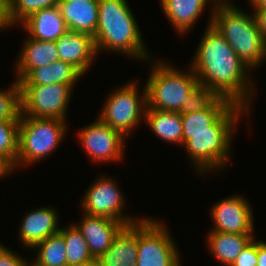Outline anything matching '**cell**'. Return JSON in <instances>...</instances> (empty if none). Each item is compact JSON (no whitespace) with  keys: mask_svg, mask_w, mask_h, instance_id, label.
Returning <instances> with one entry per match:
<instances>
[{"mask_svg":"<svg viewBox=\"0 0 266 266\" xmlns=\"http://www.w3.org/2000/svg\"><path fill=\"white\" fill-rule=\"evenodd\" d=\"M146 86L147 108L178 112L193 89L199 84L191 67L179 71L169 63L154 61ZM151 69V70H150Z\"/></svg>","mask_w":266,"mask_h":266,"instance_id":"obj_4","label":"cell"},{"mask_svg":"<svg viewBox=\"0 0 266 266\" xmlns=\"http://www.w3.org/2000/svg\"><path fill=\"white\" fill-rule=\"evenodd\" d=\"M59 233L65 240L67 266H77L94 259L75 223L61 228Z\"/></svg>","mask_w":266,"mask_h":266,"instance_id":"obj_26","label":"cell"},{"mask_svg":"<svg viewBox=\"0 0 266 266\" xmlns=\"http://www.w3.org/2000/svg\"><path fill=\"white\" fill-rule=\"evenodd\" d=\"M235 133L189 134V140L182 146L194 164L197 172L220 171L231 158L229 152ZM213 169V170H212Z\"/></svg>","mask_w":266,"mask_h":266,"instance_id":"obj_11","label":"cell"},{"mask_svg":"<svg viewBox=\"0 0 266 266\" xmlns=\"http://www.w3.org/2000/svg\"><path fill=\"white\" fill-rule=\"evenodd\" d=\"M33 249L38 250L30 266H67L65 240L60 233L49 236Z\"/></svg>","mask_w":266,"mask_h":266,"instance_id":"obj_25","label":"cell"},{"mask_svg":"<svg viewBox=\"0 0 266 266\" xmlns=\"http://www.w3.org/2000/svg\"><path fill=\"white\" fill-rule=\"evenodd\" d=\"M79 142L92 161L116 162L122 159L127 139L120 132L103 123L99 118L84 126L77 133Z\"/></svg>","mask_w":266,"mask_h":266,"instance_id":"obj_12","label":"cell"},{"mask_svg":"<svg viewBox=\"0 0 266 266\" xmlns=\"http://www.w3.org/2000/svg\"><path fill=\"white\" fill-rule=\"evenodd\" d=\"M248 113L245 107L218 96L206 109L181 115L183 145L189 140V134L235 133L239 116L248 117Z\"/></svg>","mask_w":266,"mask_h":266,"instance_id":"obj_8","label":"cell"},{"mask_svg":"<svg viewBox=\"0 0 266 266\" xmlns=\"http://www.w3.org/2000/svg\"><path fill=\"white\" fill-rule=\"evenodd\" d=\"M258 259V241L254 237L241 251L230 266H256Z\"/></svg>","mask_w":266,"mask_h":266,"instance_id":"obj_31","label":"cell"},{"mask_svg":"<svg viewBox=\"0 0 266 266\" xmlns=\"http://www.w3.org/2000/svg\"><path fill=\"white\" fill-rule=\"evenodd\" d=\"M10 16L13 24L17 25L28 16L44 8L58 6L60 0H9ZM17 23V24H16Z\"/></svg>","mask_w":266,"mask_h":266,"instance_id":"obj_29","label":"cell"},{"mask_svg":"<svg viewBox=\"0 0 266 266\" xmlns=\"http://www.w3.org/2000/svg\"><path fill=\"white\" fill-rule=\"evenodd\" d=\"M163 222L142 218L138 222L137 266H181L180 253Z\"/></svg>","mask_w":266,"mask_h":266,"instance_id":"obj_7","label":"cell"},{"mask_svg":"<svg viewBox=\"0 0 266 266\" xmlns=\"http://www.w3.org/2000/svg\"><path fill=\"white\" fill-rule=\"evenodd\" d=\"M211 0H160L162 10L175 31L185 35L202 15Z\"/></svg>","mask_w":266,"mask_h":266,"instance_id":"obj_21","label":"cell"},{"mask_svg":"<svg viewBox=\"0 0 266 266\" xmlns=\"http://www.w3.org/2000/svg\"><path fill=\"white\" fill-rule=\"evenodd\" d=\"M57 214L58 211L52 206L27 212L22 218L18 233L23 247L33 250L44 239L59 233L61 228L58 226L59 215Z\"/></svg>","mask_w":266,"mask_h":266,"instance_id":"obj_15","label":"cell"},{"mask_svg":"<svg viewBox=\"0 0 266 266\" xmlns=\"http://www.w3.org/2000/svg\"><path fill=\"white\" fill-rule=\"evenodd\" d=\"M59 60L74 66L82 75L87 73L97 56L92 36L68 30L55 41Z\"/></svg>","mask_w":266,"mask_h":266,"instance_id":"obj_16","label":"cell"},{"mask_svg":"<svg viewBox=\"0 0 266 266\" xmlns=\"http://www.w3.org/2000/svg\"><path fill=\"white\" fill-rule=\"evenodd\" d=\"M21 24L28 37L41 41H56L68 31L58 6L34 12Z\"/></svg>","mask_w":266,"mask_h":266,"instance_id":"obj_19","label":"cell"},{"mask_svg":"<svg viewBox=\"0 0 266 266\" xmlns=\"http://www.w3.org/2000/svg\"><path fill=\"white\" fill-rule=\"evenodd\" d=\"M214 3V5H232V1L229 2V0H211V3Z\"/></svg>","mask_w":266,"mask_h":266,"instance_id":"obj_39","label":"cell"},{"mask_svg":"<svg viewBox=\"0 0 266 266\" xmlns=\"http://www.w3.org/2000/svg\"><path fill=\"white\" fill-rule=\"evenodd\" d=\"M83 196L81 208L85 214L115 219L126 226L142 219L123 214L126 202L121 189L112 177L107 178L104 175L97 178Z\"/></svg>","mask_w":266,"mask_h":266,"instance_id":"obj_10","label":"cell"},{"mask_svg":"<svg viewBox=\"0 0 266 266\" xmlns=\"http://www.w3.org/2000/svg\"><path fill=\"white\" fill-rule=\"evenodd\" d=\"M83 76L74 66L64 61L33 69L19 84L20 86H38L49 84H67L74 88Z\"/></svg>","mask_w":266,"mask_h":266,"instance_id":"obj_22","label":"cell"},{"mask_svg":"<svg viewBox=\"0 0 266 266\" xmlns=\"http://www.w3.org/2000/svg\"><path fill=\"white\" fill-rule=\"evenodd\" d=\"M252 9H262L266 8V0H249Z\"/></svg>","mask_w":266,"mask_h":266,"instance_id":"obj_37","label":"cell"},{"mask_svg":"<svg viewBox=\"0 0 266 266\" xmlns=\"http://www.w3.org/2000/svg\"><path fill=\"white\" fill-rule=\"evenodd\" d=\"M99 0H60L58 7L68 30L94 37L98 25Z\"/></svg>","mask_w":266,"mask_h":266,"instance_id":"obj_17","label":"cell"},{"mask_svg":"<svg viewBox=\"0 0 266 266\" xmlns=\"http://www.w3.org/2000/svg\"><path fill=\"white\" fill-rule=\"evenodd\" d=\"M256 266H266V243L262 240L258 241V259Z\"/></svg>","mask_w":266,"mask_h":266,"instance_id":"obj_36","label":"cell"},{"mask_svg":"<svg viewBox=\"0 0 266 266\" xmlns=\"http://www.w3.org/2000/svg\"><path fill=\"white\" fill-rule=\"evenodd\" d=\"M210 210L214 223L211 231L230 234H255L251 205L241 195H233L220 200Z\"/></svg>","mask_w":266,"mask_h":266,"instance_id":"obj_13","label":"cell"},{"mask_svg":"<svg viewBox=\"0 0 266 266\" xmlns=\"http://www.w3.org/2000/svg\"><path fill=\"white\" fill-rule=\"evenodd\" d=\"M29 262L21 255L3 246L0 249V266H27Z\"/></svg>","mask_w":266,"mask_h":266,"instance_id":"obj_32","label":"cell"},{"mask_svg":"<svg viewBox=\"0 0 266 266\" xmlns=\"http://www.w3.org/2000/svg\"><path fill=\"white\" fill-rule=\"evenodd\" d=\"M207 246L211 255L224 266H230L241 251L255 237L254 234H230L210 231Z\"/></svg>","mask_w":266,"mask_h":266,"instance_id":"obj_23","label":"cell"},{"mask_svg":"<svg viewBox=\"0 0 266 266\" xmlns=\"http://www.w3.org/2000/svg\"><path fill=\"white\" fill-rule=\"evenodd\" d=\"M15 166L2 154H0V178L8 176L12 171L14 172Z\"/></svg>","mask_w":266,"mask_h":266,"instance_id":"obj_35","label":"cell"},{"mask_svg":"<svg viewBox=\"0 0 266 266\" xmlns=\"http://www.w3.org/2000/svg\"><path fill=\"white\" fill-rule=\"evenodd\" d=\"M144 122L161 140L183 146L182 119L178 112L146 108Z\"/></svg>","mask_w":266,"mask_h":266,"instance_id":"obj_24","label":"cell"},{"mask_svg":"<svg viewBox=\"0 0 266 266\" xmlns=\"http://www.w3.org/2000/svg\"><path fill=\"white\" fill-rule=\"evenodd\" d=\"M252 10L257 27L263 38L266 40V8Z\"/></svg>","mask_w":266,"mask_h":266,"instance_id":"obj_34","label":"cell"},{"mask_svg":"<svg viewBox=\"0 0 266 266\" xmlns=\"http://www.w3.org/2000/svg\"><path fill=\"white\" fill-rule=\"evenodd\" d=\"M77 266H101V264L98 258H94L89 262H86V263H83Z\"/></svg>","mask_w":266,"mask_h":266,"instance_id":"obj_38","label":"cell"},{"mask_svg":"<svg viewBox=\"0 0 266 266\" xmlns=\"http://www.w3.org/2000/svg\"><path fill=\"white\" fill-rule=\"evenodd\" d=\"M73 90L70 85L61 83L20 86V116L57 118L66 121V112Z\"/></svg>","mask_w":266,"mask_h":266,"instance_id":"obj_9","label":"cell"},{"mask_svg":"<svg viewBox=\"0 0 266 266\" xmlns=\"http://www.w3.org/2000/svg\"><path fill=\"white\" fill-rule=\"evenodd\" d=\"M66 125L57 118L20 116L17 168L50 156L64 140Z\"/></svg>","mask_w":266,"mask_h":266,"instance_id":"obj_5","label":"cell"},{"mask_svg":"<svg viewBox=\"0 0 266 266\" xmlns=\"http://www.w3.org/2000/svg\"><path fill=\"white\" fill-rule=\"evenodd\" d=\"M14 26L10 16V1L0 0V31Z\"/></svg>","mask_w":266,"mask_h":266,"instance_id":"obj_33","label":"cell"},{"mask_svg":"<svg viewBox=\"0 0 266 266\" xmlns=\"http://www.w3.org/2000/svg\"><path fill=\"white\" fill-rule=\"evenodd\" d=\"M189 67L198 82L217 96L229 99L250 111L255 93L253 76L246 64L226 42L224 36L211 25L212 15ZM250 71V72H249ZM251 102V103H250Z\"/></svg>","mask_w":266,"mask_h":266,"instance_id":"obj_1","label":"cell"},{"mask_svg":"<svg viewBox=\"0 0 266 266\" xmlns=\"http://www.w3.org/2000/svg\"><path fill=\"white\" fill-rule=\"evenodd\" d=\"M20 113V84L15 80L9 89H0V120H20Z\"/></svg>","mask_w":266,"mask_h":266,"instance_id":"obj_28","label":"cell"},{"mask_svg":"<svg viewBox=\"0 0 266 266\" xmlns=\"http://www.w3.org/2000/svg\"><path fill=\"white\" fill-rule=\"evenodd\" d=\"M218 96L204 85L198 84L182 104L179 114L185 115L206 109Z\"/></svg>","mask_w":266,"mask_h":266,"instance_id":"obj_30","label":"cell"},{"mask_svg":"<svg viewBox=\"0 0 266 266\" xmlns=\"http://www.w3.org/2000/svg\"><path fill=\"white\" fill-rule=\"evenodd\" d=\"M83 214L82 220L75 225L81 231L92 256L99 258L126 225L115 219Z\"/></svg>","mask_w":266,"mask_h":266,"instance_id":"obj_14","label":"cell"},{"mask_svg":"<svg viewBox=\"0 0 266 266\" xmlns=\"http://www.w3.org/2000/svg\"><path fill=\"white\" fill-rule=\"evenodd\" d=\"M137 85L132 81L108 94L98 116L103 123L120 132L124 137L130 135L131 131L139 126L141 119L145 118L146 86L140 94Z\"/></svg>","mask_w":266,"mask_h":266,"instance_id":"obj_6","label":"cell"},{"mask_svg":"<svg viewBox=\"0 0 266 266\" xmlns=\"http://www.w3.org/2000/svg\"><path fill=\"white\" fill-rule=\"evenodd\" d=\"M138 222L125 226L98 258L101 266H137Z\"/></svg>","mask_w":266,"mask_h":266,"instance_id":"obj_20","label":"cell"},{"mask_svg":"<svg viewBox=\"0 0 266 266\" xmlns=\"http://www.w3.org/2000/svg\"><path fill=\"white\" fill-rule=\"evenodd\" d=\"M211 25L225 38L238 57L251 70L266 61V40L255 18L236 5H214Z\"/></svg>","mask_w":266,"mask_h":266,"instance_id":"obj_3","label":"cell"},{"mask_svg":"<svg viewBox=\"0 0 266 266\" xmlns=\"http://www.w3.org/2000/svg\"><path fill=\"white\" fill-rule=\"evenodd\" d=\"M98 11L93 37L97 55L104 49L151 63V54L127 0H99Z\"/></svg>","mask_w":266,"mask_h":266,"instance_id":"obj_2","label":"cell"},{"mask_svg":"<svg viewBox=\"0 0 266 266\" xmlns=\"http://www.w3.org/2000/svg\"><path fill=\"white\" fill-rule=\"evenodd\" d=\"M20 120H0V154L17 169Z\"/></svg>","mask_w":266,"mask_h":266,"instance_id":"obj_27","label":"cell"},{"mask_svg":"<svg viewBox=\"0 0 266 266\" xmlns=\"http://www.w3.org/2000/svg\"><path fill=\"white\" fill-rule=\"evenodd\" d=\"M20 51L15 71L19 83L33 70L38 67L49 65L59 61V53L55 41H41L30 37L24 41Z\"/></svg>","mask_w":266,"mask_h":266,"instance_id":"obj_18","label":"cell"}]
</instances>
